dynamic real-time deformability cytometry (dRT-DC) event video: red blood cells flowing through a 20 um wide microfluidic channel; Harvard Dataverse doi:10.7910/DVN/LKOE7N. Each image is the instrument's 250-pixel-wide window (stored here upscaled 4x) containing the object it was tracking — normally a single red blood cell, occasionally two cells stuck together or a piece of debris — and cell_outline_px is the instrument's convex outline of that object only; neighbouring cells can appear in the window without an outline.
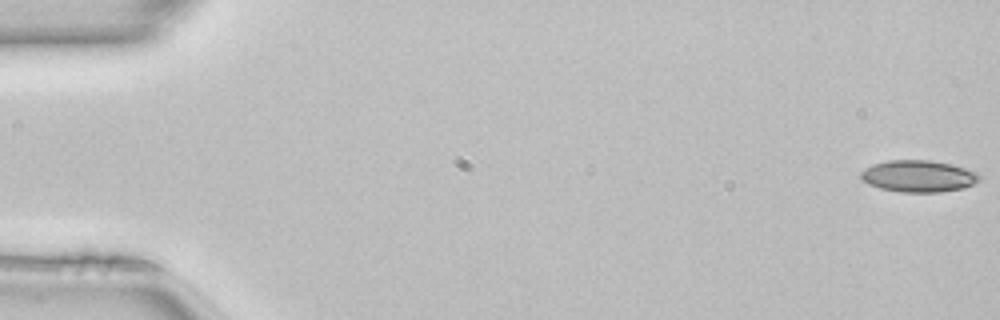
{"species": "common noctule bat (a hibernating species)", "species_latin": "Nyctalus noctula", "temperature_condition": "room temperature", "stored_images_in_passage": 50, "camera_frame_rate_fps": 3000, "um_per_image_px": 0.085, "animal": {"sex": "female", "body_mass_g": 22.7, "forearm_length_mm": 54.2}, "frame": {"image": 1, "passage_image": 1, "time_ms": 0.0, "image_size_px": [1000, 320], "cell_outline_px": [[980, 176], [972, 184], [964, 188], [940, 192], [900, 192], [880, 188], [868, 184], [860, 176], [860, 172], [864, 168], [872, 164], [888, 160], [928, 160], [952, 164], [976, 172]], "centroid_in_image_um": [78.02, 14.97], "position_along_channel_um": 7.0, "area_um2": 21.85}}
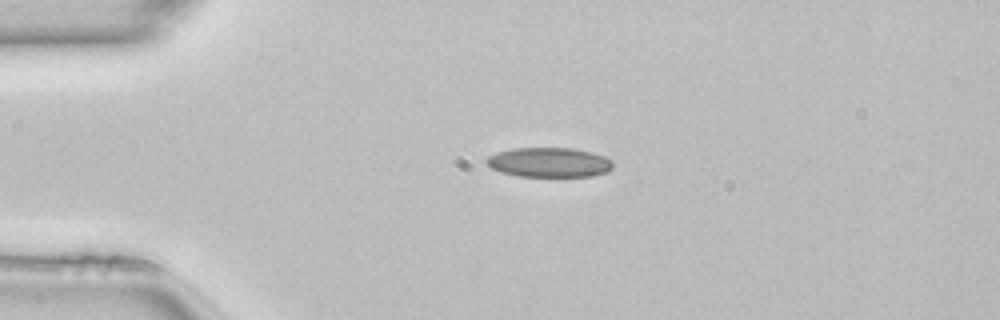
{"frame": {"image": 2, "passage_image": 12, "time_ms": 3.667, "image_size_px": [1000, 320], "cell_outline_px": [[612, 168], [608, 172], [592, 176], [516, 176], [500, 172], [492, 168], [484, 160], [488, 156], [496, 152], [512, 148], [572, 148], [592, 152], [604, 156], [612, 160]], "centroid_in_image_um": [46.67, 13.8], "position_along_channel_um": 38.3, "area_um2": 21.96}}
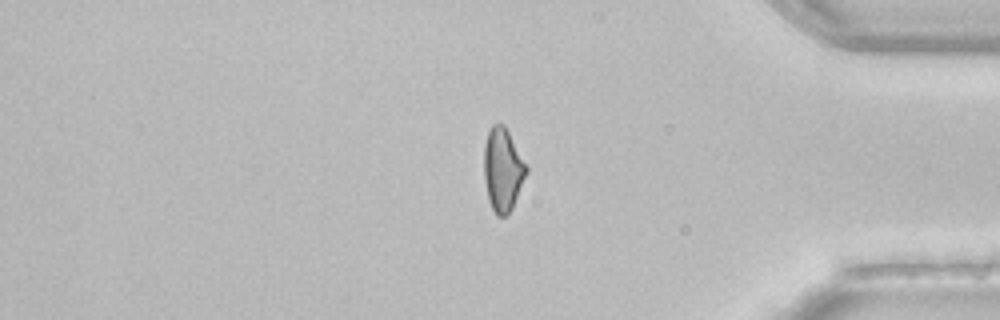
{"frame": {"image": 3, "passage_image": 42, "time_ms": 13.667, "image_size_px": [1000, 320], "cell_outline_px": [[528, 172], [512, 208], [504, 216], [496, 216], [488, 200], [484, 176], [484, 144], [488, 132], [492, 124], [504, 124], [528, 168]], "centroid_in_image_um": [42.73, 14.42], "position_along_channel_um": 392.5, "area_um2": 20.4}}